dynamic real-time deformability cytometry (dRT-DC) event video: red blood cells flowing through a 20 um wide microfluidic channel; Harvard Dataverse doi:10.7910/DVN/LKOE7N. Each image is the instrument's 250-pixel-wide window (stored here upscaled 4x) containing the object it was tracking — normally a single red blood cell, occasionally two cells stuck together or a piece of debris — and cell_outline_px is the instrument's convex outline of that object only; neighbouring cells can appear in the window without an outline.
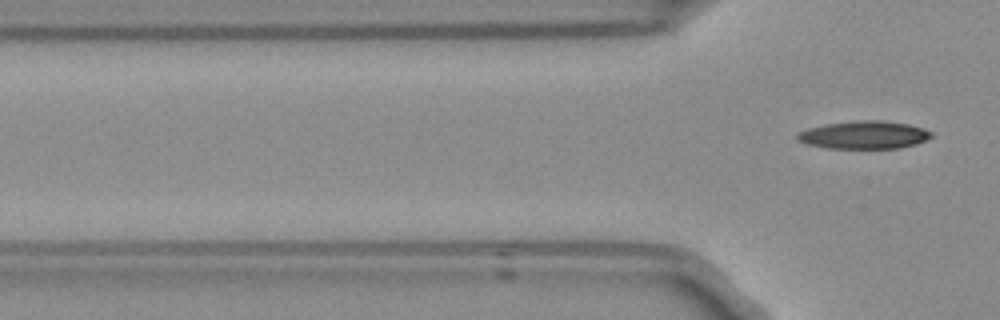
{"species": "Egyptian fruit bat (a non-hibernating species)", "species_latin": "Rousettus aegyptiacus", "temperature_condition": "room temperature", "stored_images_in_passage": 6, "camera_frame_rate_fps": 3000, "um_per_image_px": 0.085, "frame": {"image": 1, "passage_image": 6, "time_ms": 1.667, "image_size_px": [1000, 320], "cell_outline_px": [[932, 136], [916, 144], [896, 148], [828, 148], [808, 144], [796, 140], [796, 132], [808, 128], [824, 124], [856, 120], [884, 120], [908, 124], [924, 128], [932, 132]], "centroid_in_image_um": [73.41, 11.45], "position_along_channel_um": 52.4, "area_um2": 21.85}}